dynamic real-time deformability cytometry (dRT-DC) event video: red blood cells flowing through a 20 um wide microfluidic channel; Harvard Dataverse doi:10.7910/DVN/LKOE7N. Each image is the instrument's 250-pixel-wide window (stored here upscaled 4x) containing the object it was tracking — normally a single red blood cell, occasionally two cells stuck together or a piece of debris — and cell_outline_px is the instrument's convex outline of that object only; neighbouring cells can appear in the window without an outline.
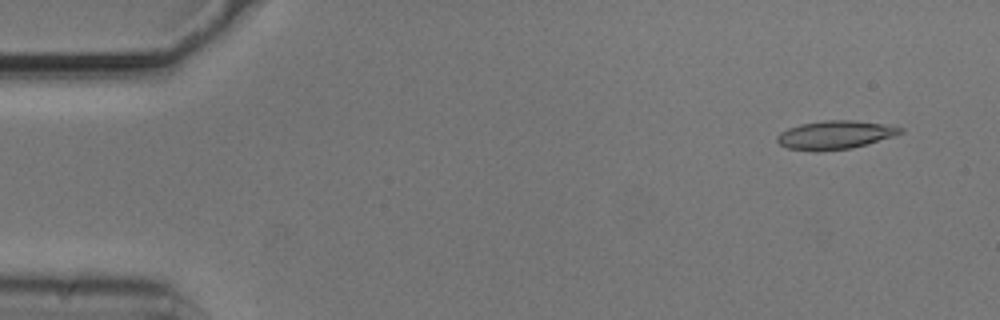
{"species": "common noctule bat (a hibernating species)", "species_latin": "Nyctalus noctula", "temperature_condition": "cold", "stored_images_in_passage": 54, "camera_frame_rate_fps": 3000, "um_per_image_px": 0.085, "animal": {"sex": "male", "body_mass_g": 20.5, "forearm_length_mm": 52.5}, "frame": {"image": 1, "passage_image": 4, "time_ms": 1.0, "image_size_px": [1000, 320], "cell_outline_px": [[904, 132], [868, 144], [852, 148], [816, 152], [788, 148], [780, 144], [776, 140], [776, 136], [780, 132], [788, 128], [800, 124], [824, 120], [852, 120], [880, 124], [904, 128]], "centroid_in_image_um": [70.94, 11.48], "position_along_channel_um": 14.1, "area_um2": 20.4}}
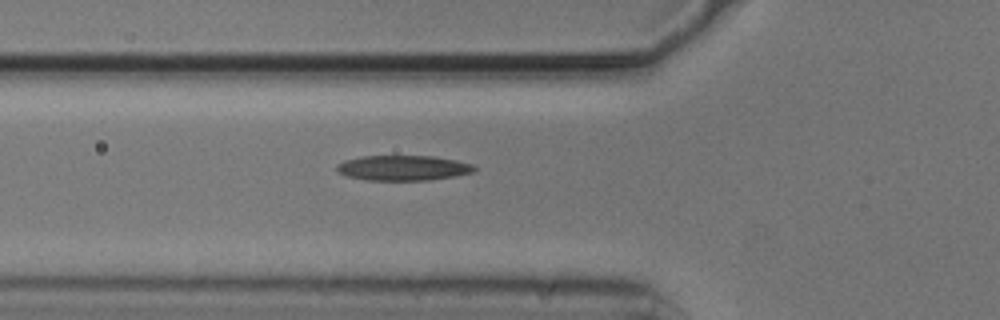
{"frame": {"image": 2, "passage_image": 19, "time_ms": 6.0, "image_size_px": [1000, 320], "cell_outline_px": [[476, 172], [456, 176], [428, 180], [368, 180], [348, 176], [336, 172], [336, 164], [344, 160], [364, 156], [436, 156], [456, 160], [472, 164], [476, 168]], "centroid_in_image_um": [34.28, 14.27], "position_along_channel_um": 91.5, "area_um2": 20.29}}
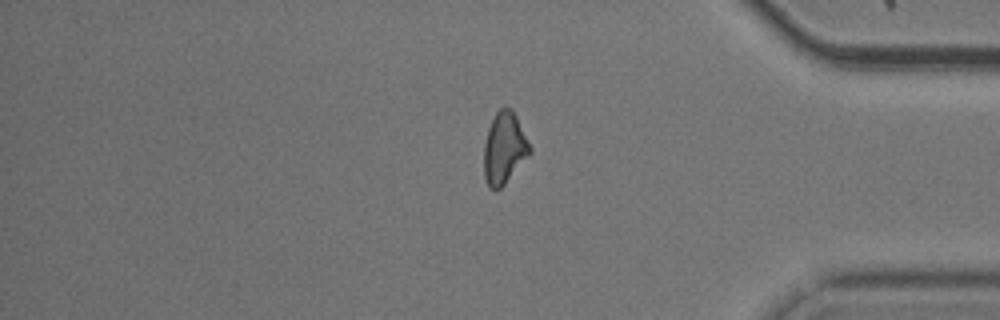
{"frame": {"image": 3, "passage_image": 45, "time_ms": 14.667, "image_size_px": [1000, 320], "cell_outline_px": [[532, 152], [504, 184], [496, 192], [488, 188], [484, 176], [484, 144], [488, 128], [496, 112], [500, 108], [508, 108], [516, 116], [532, 148]], "centroid_in_image_um": [42.85, 12.64], "position_along_channel_um": 392.3, "area_um2": 19.07}}